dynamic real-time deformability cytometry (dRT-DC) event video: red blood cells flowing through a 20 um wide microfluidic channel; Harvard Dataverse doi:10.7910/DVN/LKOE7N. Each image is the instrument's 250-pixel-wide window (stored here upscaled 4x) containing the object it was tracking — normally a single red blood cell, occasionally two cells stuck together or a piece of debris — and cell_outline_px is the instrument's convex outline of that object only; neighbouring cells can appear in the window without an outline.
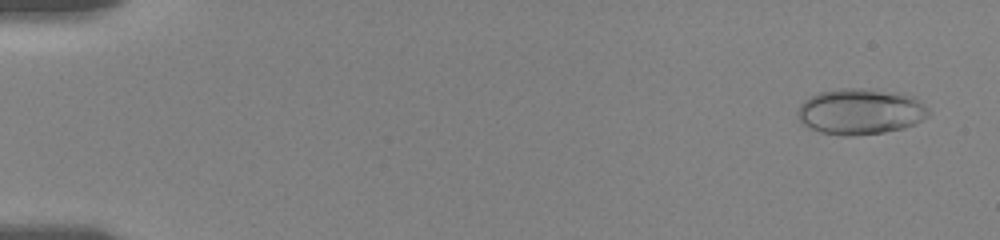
{"species": "human", "species_latin": "Homo sapiens", "temperature_condition": "room temperature", "stored_images_in_passage": 56, "camera_frame_rate_fps": 3000, "um_per_image_px": 0.085, "donor": {"sex": "female"}, "frame": {"image": 1, "passage_image": 3, "time_ms": 0.667, "image_size_px": [1000, 240], "cell_outline_px": [[928, 116], [916, 124], [904, 128], [884, 132], [848, 136], [844, 136], [820, 132], [804, 124], [800, 120], [796, 112], [800, 104], [804, 100], [820, 92], [844, 88], [860, 88], [916, 96], [928, 108]], "centroid_in_image_um": [73.15, 9.49], "position_along_channel_um": 11.9, "area_um2": 34.8}}
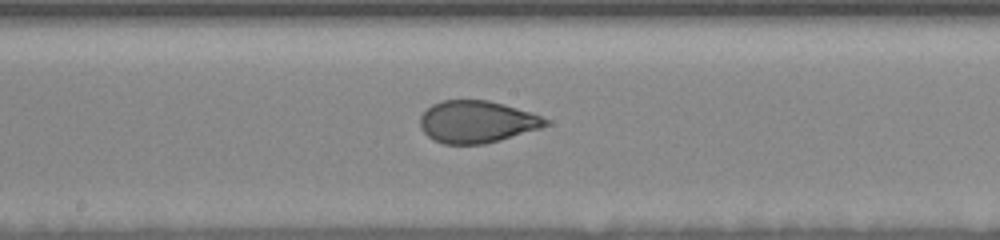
{"frame": {"image": 2, "passage_image": 31, "time_ms": 10.0, "image_size_px": [1000, 240], "cell_outline_px": [[548, 124], [540, 128], [500, 140], [484, 144], [444, 144], [432, 140], [420, 128], [420, 116], [432, 104], [440, 100], [488, 100], [504, 104], [540, 116], [548, 120]], "centroid_in_image_um": [40.48, 10.35], "position_along_channel_um": 207.7, "area_um2": 30.63}}
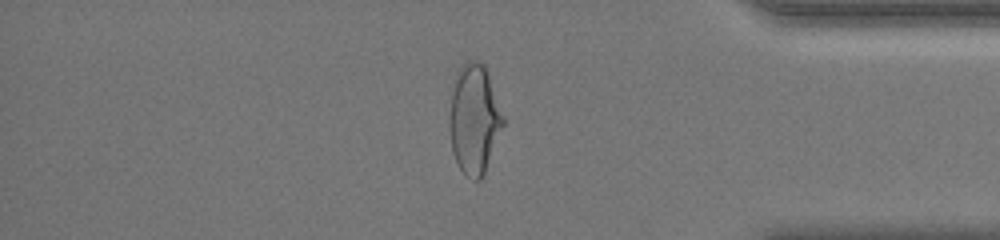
{"frame": {"image": 3, "passage_image": 48, "time_ms": 15.667, "image_size_px": [1000, 240], "cell_outline_px": [[504, 124], [484, 172], [480, 180], [472, 180], [460, 168], [452, 152], [448, 128], [448, 120], [452, 92], [456, 72], [460, 64], [468, 60], [476, 60], [484, 64], [488, 72], [504, 116]], "centroid_in_image_um": [40.29, 10.08], "position_along_channel_um": 394.9, "area_um2": 34.39}, "authors_computed_cell_mechanics": {"area_um2": 32.0212, "velocity_mm_per_s": 3.6319, "shape_relaxation_time_tau1_ms": 5.4583, "shape_relaxation_time_tau2_ms": 0.7518, "deformation_change_tau1": 0.1604, "deformation_change_tau2": 0.0519}}